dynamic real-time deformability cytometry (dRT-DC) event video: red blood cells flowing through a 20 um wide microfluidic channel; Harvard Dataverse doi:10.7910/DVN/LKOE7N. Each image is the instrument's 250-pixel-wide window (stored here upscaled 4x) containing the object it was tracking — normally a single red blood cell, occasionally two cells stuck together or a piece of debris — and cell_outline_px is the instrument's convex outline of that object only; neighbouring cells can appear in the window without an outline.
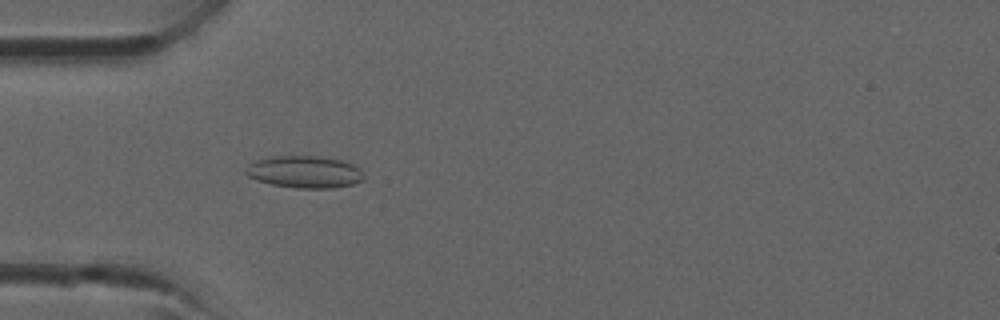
{"species": "common noctule bat (a hibernating species)", "species_latin": "Nyctalus noctula", "temperature_condition": "room temperature", "stored_images_in_passage": 30, "camera_frame_rate_fps": 3000, "um_per_image_px": 0.085, "animal": {"sex": "male", "forearm_length_mm": 52.5}, "frame": {"image": 1, "passage_image": 2, "time_ms": 0.333, "image_size_px": [1000, 320], "cell_outline_px": [[364, 180], [352, 184], [332, 188], [296, 188], [272, 184], [256, 180], [248, 176], [244, 172], [244, 168], [248, 164], [256, 160], [276, 156], [320, 156], [344, 160], [360, 168], [364, 176]], "centroid_in_image_um": [25.89, 14.61], "position_along_channel_um": 59.1, "area_um2": 22.25}}
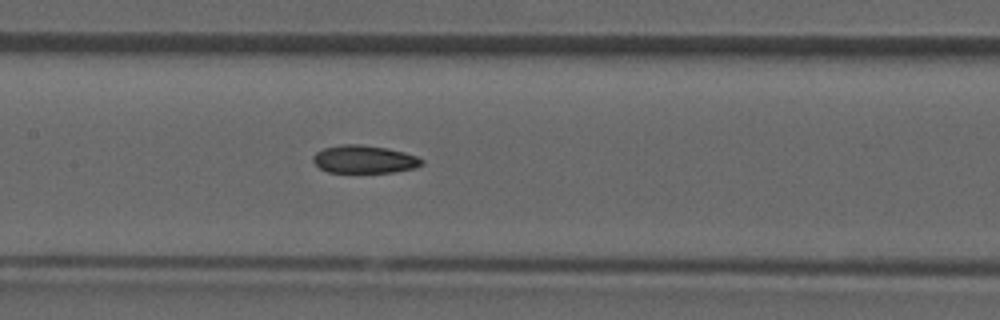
{"frame": {"image": 2, "passage_image": 9, "time_ms": 2.667, "image_size_px": [1000, 320], "cell_outline_px": [[424, 164], [416, 168], [396, 172], [328, 172], [320, 168], [312, 160], [312, 156], [316, 152], [324, 148], [340, 144], [356, 144], [388, 148], [404, 152], [416, 156], [424, 160]], "centroid_in_image_um": [30.98, 13.54], "position_along_channel_um": 176.4, "area_um2": 17.74}}
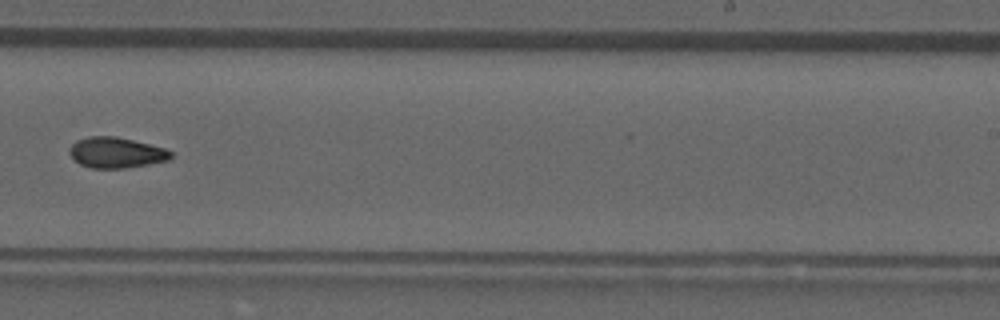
{"frame": {"image": 3, "passage_image": 15, "time_ms": 4.667, "image_size_px": [1000, 320], "cell_outline_px": [[172, 156], [168, 160], [148, 164], [124, 168], [92, 168], [80, 164], [68, 152], [68, 148], [76, 140], [88, 136], [116, 136], [164, 148], [172, 152]], "centroid_in_image_um": [9.84, 12.96], "position_along_channel_um": 279.2, "area_um2": 17.98}}